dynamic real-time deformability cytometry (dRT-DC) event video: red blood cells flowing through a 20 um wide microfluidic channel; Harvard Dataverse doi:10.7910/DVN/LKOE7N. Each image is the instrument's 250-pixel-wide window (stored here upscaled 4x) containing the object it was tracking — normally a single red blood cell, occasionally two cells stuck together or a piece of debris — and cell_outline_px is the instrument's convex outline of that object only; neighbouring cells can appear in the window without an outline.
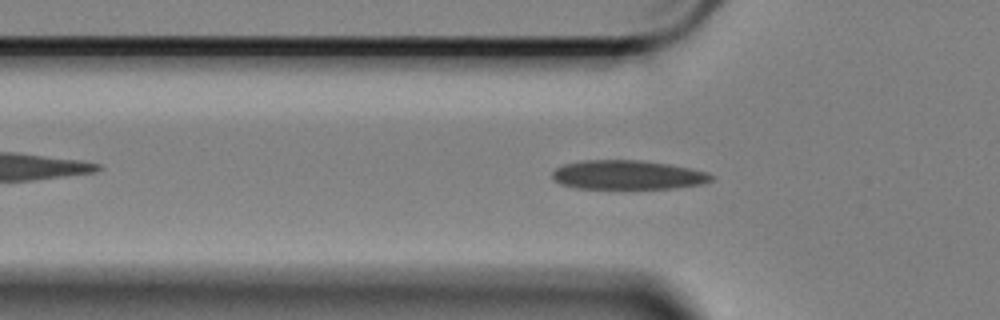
{"species": "Egyptian fruit bat (a non-hibernating species)", "species_latin": "Rousettus aegyptiacus", "temperature_condition": "cold", "stored_images_in_passage": 53, "camera_frame_rate_fps": 3000, "um_per_image_px": 0.085, "animal": {"sex": "female"}, "frame": {"image": 1, "passage_image": 16, "time_ms": 5.0, "image_size_px": [1000, 320], "cell_outline_px": [[712, 180], [704, 184], [672, 188], [576, 188], [560, 184], [552, 176], [552, 172], [556, 168], [564, 164], [584, 160], [640, 160], [668, 164], [708, 172], [712, 176]], "centroid_in_image_um": [53.35, 14.86], "position_along_channel_um": 72.5, "area_um2": 26.82}}
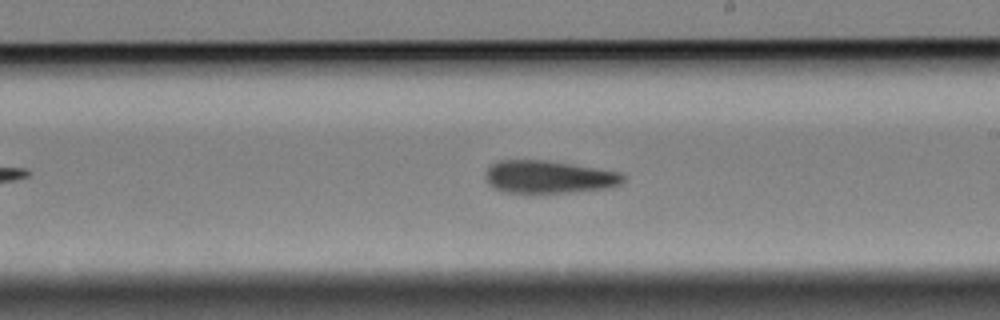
{"frame": {"image": 2, "passage_image": 31, "time_ms": 10.0, "image_size_px": [1000, 320], "cell_outline_px": [[624, 180], [620, 184], [612, 188], [576, 192], [528, 196], [504, 192], [492, 188], [488, 184], [484, 176], [484, 172], [492, 164], [500, 160], [540, 160], [568, 164], [620, 172], [624, 176]], "centroid_in_image_um": [46.58, 15.1], "position_along_channel_um": 242.4, "area_um2": 27.17}}
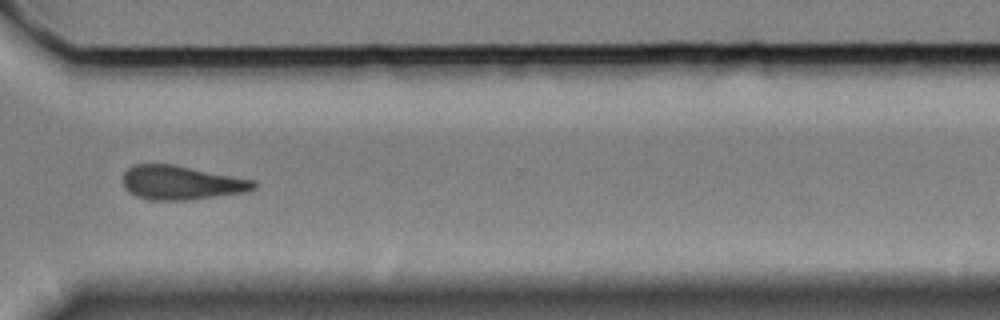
{"frame": {"image": 3, "passage_image": 41, "time_ms": 13.333, "image_size_px": [1000, 320], "cell_outline_px": [[256, 188], [248, 192], [188, 200], [148, 200], [136, 196], [128, 192], [124, 188], [124, 172], [128, 168], [136, 164], [172, 164], [256, 180]], "centroid_in_image_um": [15.43, 15.54], "position_along_channel_um": 355.2, "area_um2": 26.07}}